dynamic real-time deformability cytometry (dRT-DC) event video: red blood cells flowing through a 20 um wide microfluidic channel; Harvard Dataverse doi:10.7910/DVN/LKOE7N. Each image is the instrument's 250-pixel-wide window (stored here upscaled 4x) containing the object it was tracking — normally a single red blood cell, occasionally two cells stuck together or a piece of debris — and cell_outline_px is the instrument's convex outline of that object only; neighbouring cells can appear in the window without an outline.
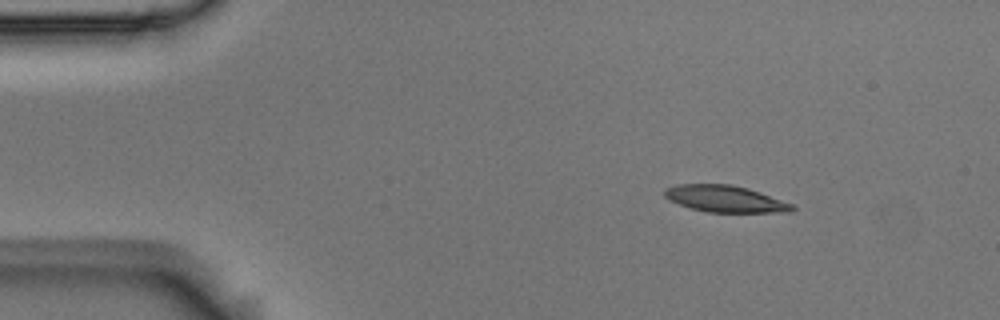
{"species": "Egyptian fruit bat (a non-hibernating species)", "species_latin": "Rousettus aegyptiacus", "temperature_condition": "room temperature", "stored_images_in_passage": 48, "camera_frame_rate_fps": 3000, "um_per_image_px": 0.085, "animal": {"sex": "male"}, "frame": {"image": 1, "passage_image": 1, "time_ms": 0.0, "image_size_px": [1000, 320], "cell_outline_px": [[796, 208], [792, 212], [708, 212], [692, 208], [680, 204], [664, 196], [664, 188], [676, 184], [732, 184], [748, 188], [760, 192], [792, 204]], "centroid_in_image_um": [61.65, 16.89], "position_along_channel_um": 23.4, "area_um2": 19.71}}
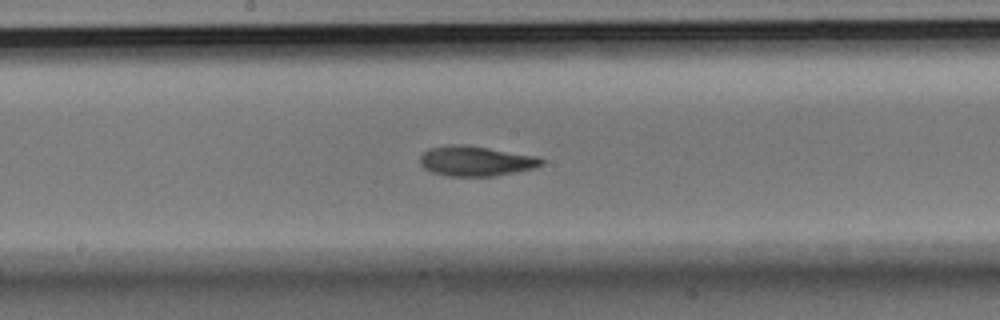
{"frame": {"image": 2, "passage_image": 22, "time_ms": 7.0, "image_size_px": [1000, 320], "cell_outline_px": [[544, 164], [536, 168], [496, 176], [448, 176], [432, 172], [424, 168], [420, 164], [420, 156], [428, 148], [452, 144], [464, 144], [536, 156], [544, 160]], "centroid_in_image_um": [40.44, 13.69], "position_along_channel_um": 207.8, "area_um2": 21.33}}
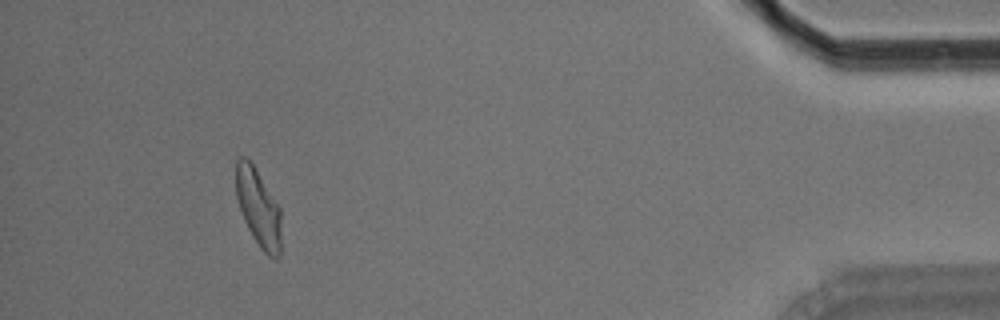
{"frame": {"image": 3, "passage_image": 44, "time_ms": 14.333, "image_size_px": [1000, 320], "cell_outline_px": [[280, 256], [276, 260], [268, 256], [260, 248], [252, 236], [244, 220], [236, 196], [236, 160], [240, 156], [244, 156], [252, 164], [280, 208]], "centroid_in_image_um": [21.95, 17.7], "position_along_channel_um": 413.2, "area_um2": 20.17}, "authors_computed_cell_mechanics": {"area_um2": 20.8369, "velocity_mm_per_s": 3.6574, "shape_relaxation_time_tau1_ms": 5.3595, "shape_relaxation_time_tau2_ms": 2.7095, "deformation_change_tau1": 0.1979, "deformation_change_tau2": 0.0895}}